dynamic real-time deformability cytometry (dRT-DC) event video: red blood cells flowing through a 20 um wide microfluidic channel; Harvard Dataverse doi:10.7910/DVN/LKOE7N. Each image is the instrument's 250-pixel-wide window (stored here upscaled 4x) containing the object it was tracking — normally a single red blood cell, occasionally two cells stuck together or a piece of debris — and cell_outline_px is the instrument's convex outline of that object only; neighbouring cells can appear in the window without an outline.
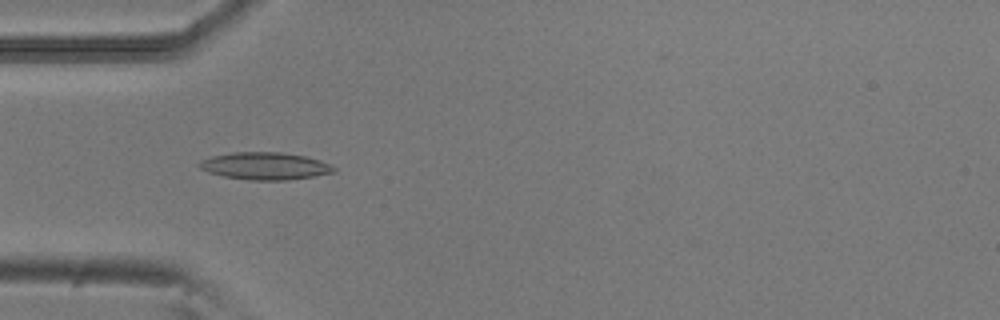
{"species": "common noctule bat (a hibernating species)", "species_latin": "Nyctalus noctula", "temperature_condition": "room temperature", "stored_images_in_passage": 7, "camera_frame_rate_fps": 3000, "um_per_image_px": 0.085, "animal": {"sex": "male", "body_mass_g": 20.5, "forearm_length_mm": 52.5}, "frame": {"image": 1, "passage_image": 5, "time_ms": 1.333, "image_size_px": [1000, 320], "cell_outline_px": [[336, 172], [288, 180], [252, 180], [224, 176], [208, 172], [200, 168], [196, 164], [200, 160], [212, 156], [232, 152], [280, 152], [304, 156], [320, 160], [336, 168]], "centroid_in_image_um": [22.5, 14.1], "position_along_channel_um": 62.5, "area_um2": 21.33}}
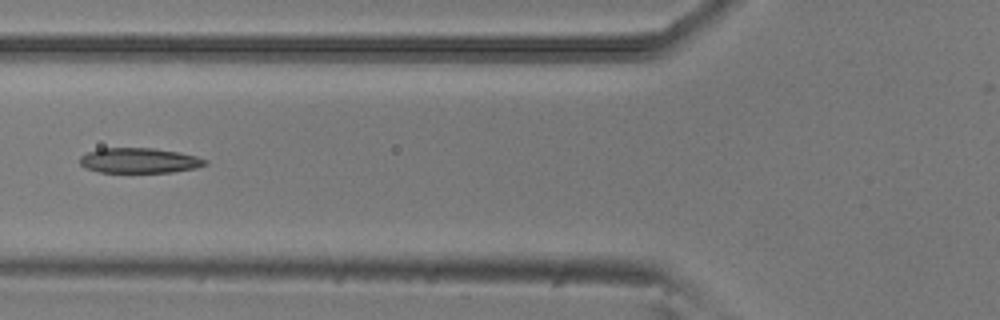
{"frame": {"image": 2, "passage_image": 6, "time_ms": 1.667, "image_size_px": [1000, 320], "cell_outline_px": [[208, 164], [196, 168], [172, 172], [100, 172], [84, 168], [80, 164], [80, 156], [88, 152], [100, 148], [152, 148], [180, 152], [196, 156], [208, 160]], "centroid_in_image_um": [11.85, 13.64], "position_along_channel_um": 114.0, "area_um2": 18.44}}
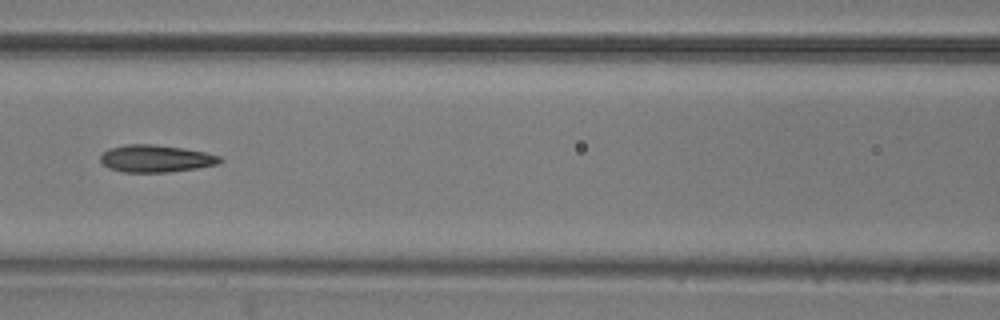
{"frame": {"image": 3, "passage_image": 7, "time_ms": 2.0, "image_size_px": [1000, 320], "cell_outline_px": [[224, 160], [216, 164], [196, 168], [168, 172], [124, 172], [108, 168], [100, 160], [100, 156], [108, 148], [128, 144], [152, 144], [184, 148], [204, 152], [220, 156]], "centroid_in_image_um": [13.23, 13.47], "position_along_channel_um": 153.4, "area_um2": 18.9}}